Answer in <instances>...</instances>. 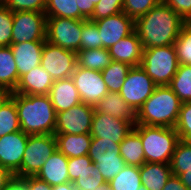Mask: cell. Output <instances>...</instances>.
I'll return each mask as SVG.
<instances>
[{
	"mask_svg": "<svg viewBox=\"0 0 191 190\" xmlns=\"http://www.w3.org/2000/svg\"><path fill=\"white\" fill-rule=\"evenodd\" d=\"M106 182H109L126 166L122 157H107L92 160Z\"/></svg>",
	"mask_w": 191,
	"mask_h": 190,
	"instance_id": "35",
	"label": "cell"
},
{
	"mask_svg": "<svg viewBox=\"0 0 191 190\" xmlns=\"http://www.w3.org/2000/svg\"><path fill=\"white\" fill-rule=\"evenodd\" d=\"M47 0H2V4L13 12L36 11L45 13Z\"/></svg>",
	"mask_w": 191,
	"mask_h": 190,
	"instance_id": "41",
	"label": "cell"
},
{
	"mask_svg": "<svg viewBox=\"0 0 191 190\" xmlns=\"http://www.w3.org/2000/svg\"><path fill=\"white\" fill-rule=\"evenodd\" d=\"M8 95L15 101L20 129L25 134H55L56 112L48 95Z\"/></svg>",
	"mask_w": 191,
	"mask_h": 190,
	"instance_id": "2",
	"label": "cell"
},
{
	"mask_svg": "<svg viewBox=\"0 0 191 190\" xmlns=\"http://www.w3.org/2000/svg\"><path fill=\"white\" fill-rule=\"evenodd\" d=\"M108 183L111 190H138L142 186L140 167L126 165Z\"/></svg>",
	"mask_w": 191,
	"mask_h": 190,
	"instance_id": "29",
	"label": "cell"
},
{
	"mask_svg": "<svg viewBox=\"0 0 191 190\" xmlns=\"http://www.w3.org/2000/svg\"><path fill=\"white\" fill-rule=\"evenodd\" d=\"M98 27L102 48L110 49L135 31V20L124 12L94 21Z\"/></svg>",
	"mask_w": 191,
	"mask_h": 190,
	"instance_id": "13",
	"label": "cell"
},
{
	"mask_svg": "<svg viewBox=\"0 0 191 190\" xmlns=\"http://www.w3.org/2000/svg\"><path fill=\"white\" fill-rule=\"evenodd\" d=\"M19 83V74L11 47H0V89L8 94Z\"/></svg>",
	"mask_w": 191,
	"mask_h": 190,
	"instance_id": "24",
	"label": "cell"
},
{
	"mask_svg": "<svg viewBox=\"0 0 191 190\" xmlns=\"http://www.w3.org/2000/svg\"><path fill=\"white\" fill-rule=\"evenodd\" d=\"M142 51L143 47L136 31L121 39L109 49L112 61L124 62L131 67L141 64Z\"/></svg>",
	"mask_w": 191,
	"mask_h": 190,
	"instance_id": "18",
	"label": "cell"
},
{
	"mask_svg": "<svg viewBox=\"0 0 191 190\" xmlns=\"http://www.w3.org/2000/svg\"><path fill=\"white\" fill-rule=\"evenodd\" d=\"M162 190H189V189L185 185H183L179 176L172 174L168 178V180Z\"/></svg>",
	"mask_w": 191,
	"mask_h": 190,
	"instance_id": "48",
	"label": "cell"
},
{
	"mask_svg": "<svg viewBox=\"0 0 191 190\" xmlns=\"http://www.w3.org/2000/svg\"><path fill=\"white\" fill-rule=\"evenodd\" d=\"M131 66L124 62L111 61L109 66L101 71L103 81L109 92H119L125 82Z\"/></svg>",
	"mask_w": 191,
	"mask_h": 190,
	"instance_id": "28",
	"label": "cell"
},
{
	"mask_svg": "<svg viewBox=\"0 0 191 190\" xmlns=\"http://www.w3.org/2000/svg\"><path fill=\"white\" fill-rule=\"evenodd\" d=\"M92 163V160L88 155L68 158V175L69 181L74 182L80 174L89 167V164Z\"/></svg>",
	"mask_w": 191,
	"mask_h": 190,
	"instance_id": "43",
	"label": "cell"
},
{
	"mask_svg": "<svg viewBox=\"0 0 191 190\" xmlns=\"http://www.w3.org/2000/svg\"><path fill=\"white\" fill-rule=\"evenodd\" d=\"M53 83L54 79L39 65L20 77L19 83L13 93L48 95Z\"/></svg>",
	"mask_w": 191,
	"mask_h": 190,
	"instance_id": "17",
	"label": "cell"
},
{
	"mask_svg": "<svg viewBox=\"0 0 191 190\" xmlns=\"http://www.w3.org/2000/svg\"><path fill=\"white\" fill-rule=\"evenodd\" d=\"M19 130L21 129L15 101L7 95L0 102V137Z\"/></svg>",
	"mask_w": 191,
	"mask_h": 190,
	"instance_id": "27",
	"label": "cell"
},
{
	"mask_svg": "<svg viewBox=\"0 0 191 190\" xmlns=\"http://www.w3.org/2000/svg\"><path fill=\"white\" fill-rule=\"evenodd\" d=\"M133 127L134 126L129 121L95 111L90 135L92 138H102V140L120 144L133 130Z\"/></svg>",
	"mask_w": 191,
	"mask_h": 190,
	"instance_id": "14",
	"label": "cell"
},
{
	"mask_svg": "<svg viewBox=\"0 0 191 190\" xmlns=\"http://www.w3.org/2000/svg\"><path fill=\"white\" fill-rule=\"evenodd\" d=\"M138 190H148V189L142 185Z\"/></svg>",
	"mask_w": 191,
	"mask_h": 190,
	"instance_id": "54",
	"label": "cell"
},
{
	"mask_svg": "<svg viewBox=\"0 0 191 190\" xmlns=\"http://www.w3.org/2000/svg\"><path fill=\"white\" fill-rule=\"evenodd\" d=\"M71 78L78 90L81 103L95 106L109 92L100 71L77 65Z\"/></svg>",
	"mask_w": 191,
	"mask_h": 190,
	"instance_id": "12",
	"label": "cell"
},
{
	"mask_svg": "<svg viewBox=\"0 0 191 190\" xmlns=\"http://www.w3.org/2000/svg\"><path fill=\"white\" fill-rule=\"evenodd\" d=\"M102 48L98 27L90 19L82 20L81 50Z\"/></svg>",
	"mask_w": 191,
	"mask_h": 190,
	"instance_id": "36",
	"label": "cell"
},
{
	"mask_svg": "<svg viewBox=\"0 0 191 190\" xmlns=\"http://www.w3.org/2000/svg\"><path fill=\"white\" fill-rule=\"evenodd\" d=\"M181 105L169 86H157L136 112V124L175 128Z\"/></svg>",
	"mask_w": 191,
	"mask_h": 190,
	"instance_id": "3",
	"label": "cell"
},
{
	"mask_svg": "<svg viewBox=\"0 0 191 190\" xmlns=\"http://www.w3.org/2000/svg\"><path fill=\"white\" fill-rule=\"evenodd\" d=\"M94 106L80 103L56 114L55 134H90Z\"/></svg>",
	"mask_w": 191,
	"mask_h": 190,
	"instance_id": "11",
	"label": "cell"
},
{
	"mask_svg": "<svg viewBox=\"0 0 191 190\" xmlns=\"http://www.w3.org/2000/svg\"><path fill=\"white\" fill-rule=\"evenodd\" d=\"M179 65L173 44L142 51L140 66L157 86H169Z\"/></svg>",
	"mask_w": 191,
	"mask_h": 190,
	"instance_id": "5",
	"label": "cell"
},
{
	"mask_svg": "<svg viewBox=\"0 0 191 190\" xmlns=\"http://www.w3.org/2000/svg\"><path fill=\"white\" fill-rule=\"evenodd\" d=\"M173 175L179 176L183 185L191 190V166L189 167H171Z\"/></svg>",
	"mask_w": 191,
	"mask_h": 190,
	"instance_id": "46",
	"label": "cell"
},
{
	"mask_svg": "<svg viewBox=\"0 0 191 190\" xmlns=\"http://www.w3.org/2000/svg\"><path fill=\"white\" fill-rule=\"evenodd\" d=\"M180 65H191V23L186 22L173 43Z\"/></svg>",
	"mask_w": 191,
	"mask_h": 190,
	"instance_id": "32",
	"label": "cell"
},
{
	"mask_svg": "<svg viewBox=\"0 0 191 190\" xmlns=\"http://www.w3.org/2000/svg\"><path fill=\"white\" fill-rule=\"evenodd\" d=\"M162 0H123V12L136 20L147 14L154 6Z\"/></svg>",
	"mask_w": 191,
	"mask_h": 190,
	"instance_id": "38",
	"label": "cell"
},
{
	"mask_svg": "<svg viewBox=\"0 0 191 190\" xmlns=\"http://www.w3.org/2000/svg\"><path fill=\"white\" fill-rule=\"evenodd\" d=\"M21 179L27 184L28 190H52V186L36 176H26Z\"/></svg>",
	"mask_w": 191,
	"mask_h": 190,
	"instance_id": "45",
	"label": "cell"
},
{
	"mask_svg": "<svg viewBox=\"0 0 191 190\" xmlns=\"http://www.w3.org/2000/svg\"><path fill=\"white\" fill-rule=\"evenodd\" d=\"M100 0H77L79 12L86 18L89 19L94 12L95 5Z\"/></svg>",
	"mask_w": 191,
	"mask_h": 190,
	"instance_id": "47",
	"label": "cell"
},
{
	"mask_svg": "<svg viewBox=\"0 0 191 190\" xmlns=\"http://www.w3.org/2000/svg\"><path fill=\"white\" fill-rule=\"evenodd\" d=\"M44 43L45 41H31L10 45L18 69L19 79L22 75L40 65Z\"/></svg>",
	"mask_w": 191,
	"mask_h": 190,
	"instance_id": "16",
	"label": "cell"
},
{
	"mask_svg": "<svg viewBox=\"0 0 191 190\" xmlns=\"http://www.w3.org/2000/svg\"><path fill=\"white\" fill-rule=\"evenodd\" d=\"M175 130L181 140L191 141V102L182 103Z\"/></svg>",
	"mask_w": 191,
	"mask_h": 190,
	"instance_id": "39",
	"label": "cell"
},
{
	"mask_svg": "<svg viewBox=\"0 0 191 190\" xmlns=\"http://www.w3.org/2000/svg\"><path fill=\"white\" fill-rule=\"evenodd\" d=\"M95 190H111L110 185L108 182L102 184L101 186L97 187Z\"/></svg>",
	"mask_w": 191,
	"mask_h": 190,
	"instance_id": "52",
	"label": "cell"
},
{
	"mask_svg": "<svg viewBox=\"0 0 191 190\" xmlns=\"http://www.w3.org/2000/svg\"><path fill=\"white\" fill-rule=\"evenodd\" d=\"M3 190H28V188L21 178L14 177Z\"/></svg>",
	"mask_w": 191,
	"mask_h": 190,
	"instance_id": "49",
	"label": "cell"
},
{
	"mask_svg": "<svg viewBox=\"0 0 191 190\" xmlns=\"http://www.w3.org/2000/svg\"><path fill=\"white\" fill-rule=\"evenodd\" d=\"M119 154L126 165L140 167L145 163L142 141L140 135L134 129L120 143Z\"/></svg>",
	"mask_w": 191,
	"mask_h": 190,
	"instance_id": "25",
	"label": "cell"
},
{
	"mask_svg": "<svg viewBox=\"0 0 191 190\" xmlns=\"http://www.w3.org/2000/svg\"><path fill=\"white\" fill-rule=\"evenodd\" d=\"M50 186L64 184L69 181L68 158L58 149L46 160L43 167L35 175Z\"/></svg>",
	"mask_w": 191,
	"mask_h": 190,
	"instance_id": "20",
	"label": "cell"
},
{
	"mask_svg": "<svg viewBox=\"0 0 191 190\" xmlns=\"http://www.w3.org/2000/svg\"><path fill=\"white\" fill-rule=\"evenodd\" d=\"M94 110L129 121L133 126L136 125V112L122 99L119 92H108L95 104Z\"/></svg>",
	"mask_w": 191,
	"mask_h": 190,
	"instance_id": "21",
	"label": "cell"
},
{
	"mask_svg": "<svg viewBox=\"0 0 191 190\" xmlns=\"http://www.w3.org/2000/svg\"><path fill=\"white\" fill-rule=\"evenodd\" d=\"M45 15L46 17L86 20V18L79 12L77 0H47Z\"/></svg>",
	"mask_w": 191,
	"mask_h": 190,
	"instance_id": "30",
	"label": "cell"
},
{
	"mask_svg": "<svg viewBox=\"0 0 191 190\" xmlns=\"http://www.w3.org/2000/svg\"><path fill=\"white\" fill-rule=\"evenodd\" d=\"M56 114L81 103L72 78L54 80L48 94Z\"/></svg>",
	"mask_w": 191,
	"mask_h": 190,
	"instance_id": "19",
	"label": "cell"
},
{
	"mask_svg": "<svg viewBox=\"0 0 191 190\" xmlns=\"http://www.w3.org/2000/svg\"><path fill=\"white\" fill-rule=\"evenodd\" d=\"M40 66L45 69L54 80L71 78L77 66L76 52L45 41Z\"/></svg>",
	"mask_w": 191,
	"mask_h": 190,
	"instance_id": "9",
	"label": "cell"
},
{
	"mask_svg": "<svg viewBox=\"0 0 191 190\" xmlns=\"http://www.w3.org/2000/svg\"><path fill=\"white\" fill-rule=\"evenodd\" d=\"M191 166V141L179 140L172 154L170 167Z\"/></svg>",
	"mask_w": 191,
	"mask_h": 190,
	"instance_id": "42",
	"label": "cell"
},
{
	"mask_svg": "<svg viewBox=\"0 0 191 190\" xmlns=\"http://www.w3.org/2000/svg\"><path fill=\"white\" fill-rule=\"evenodd\" d=\"M45 13L36 11L13 12L12 44L46 41Z\"/></svg>",
	"mask_w": 191,
	"mask_h": 190,
	"instance_id": "10",
	"label": "cell"
},
{
	"mask_svg": "<svg viewBox=\"0 0 191 190\" xmlns=\"http://www.w3.org/2000/svg\"><path fill=\"white\" fill-rule=\"evenodd\" d=\"M171 175L170 163L145 162L140 166L142 185L148 190H162Z\"/></svg>",
	"mask_w": 191,
	"mask_h": 190,
	"instance_id": "22",
	"label": "cell"
},
{
	"mask_svg": "<svg viewBox=\"0 0 191 190\" xmlns=\"http://www.w3.org/2000/svg\"><path fill=\"white\" fill-rule=\"evenodd\" d=\"M133 129L140 135L145 162L170 163L180 140L175 128L136 124Z\"/></svg>",
	"mask_w": 191,
	"mask_h": 190,
	"instance_id": "4",
	"label": "cell"
},
{
	"mask_svg": "<svg viewBox=\"0 0 191 190\" xmlns=\"http://www.w3.org/2000/svg\"><path fill=\"white\" fill-rule=\"evenodd\" d=\"M82 20L47 17L46 41L67 50H81Z\"/></svg>",
	"mask_w": 191,
	"mask_h": 190,
	"instance_id": "7",
	"label": "cell"
},
{
	"mask_svg": "<svg viewBox=\"0 0 191 190\" xmlns=\"http://www.w3.org/2000/svg\"><path fill=\"white\" fill-rule=\"evenodd\" d=\"M8 95L7 92L0 89V102Z\"/></svg>",
	"mask_w": 191,
	"mask_h": 190,
	"instance_id": "53",
	"label": "cell"
},
{
	"mask_svg": "<svg viewBox=\"0 0 191 190\" xmlns=\"http://www.w3.org/2000/svg\"><path fill=\"white\" fill-rule=\"evenodd\" d=\"M57 149L67 158L88 155L92 136L90 134H54Z\"/></svg>",
	"mask_w": 191,
	"mask_h": 190,
	"instance_id": "23",
	"label": "cell"
},
{
	"mask_svg": "<svg viewBox=\"0 0 191 190\" xmlns=\"http://www.w3.org/2000/svg\"><path fill=\"white\" fill-rule=\"evenodd\" d=\"M57 150L55 135H29L20 169L14 177L35 176L46 160Z\"/></svg>",
	"mask_w": 191,
	"mask_h": 190,
	"instance_id": "6",
	"label": "cell"
},
{
	"mask_svg": "<svg viewBox=\"0 0 191 190\" xmlns=\"http://www.w3.org/2000/svg\"><path fill=\"white\" fill-rule=\"evenodd\" d=\"M13 11L0 5V47H9L12 44Z\"/></svg>",
	"mask_w": 191,
	"mask_h": 190,
	"instance_id": "37",
	"label": "cell"
},
{
	"mask_svg": "<svg viewBox=\"0 0 191 190\" xmlns=\"http://www.w3.org/2000/svg\"><path fill=\"white\" fill-rule=\"evenodd\" d=\"M169 87L182 103L191 102V65H179Z\"/></svg>",
	"mask_w": 191,
	"mask_h": 190,
	"instance_id": "31",
	"label": "cell"
},
{
	"mask_svg": "<svg viewBox=\"0 0 191 190\" xmlns=\"http://www.w3.org/2000/svg\"><path fill=\"white\" fill-rule=\"evenodd\" d=\"M52 190H76L73 182L52 186Z\"/></svg>",
	"mask_w": 191,
	"mask_h": 190,
	"instance_id": "51",
	"label": "cell"
},
{
	"mask_svg": "<svg viewBox=\"0 0 191 190\" xmlns=\"http://www.w3.org/2000/svg\"><path fill=\"white\" fill-rule=\"evenodd\" d=\"M186 22L191 19V0H162Z\"/></svg>",
	"mask_w": 191,
	"mask_h": 190,
	"instance_id": "44",
	"label": "cell"
},
{
	"mask_svg": "<svg viewBox=\"0 0 191 190\" xmlns=\"http://www.w3.org/2000/svg\"><path fill=\"white\" fill-rule=\"evenodd\" d=\"M156 87L155 82L140 65L133 66L128 71L119 94L137 112L142 104L152 95Z\"/></svg>",
	"mask_w": 191,
	"mask_h": 190,
	"instance_id": "8",
	"label": "cell"
},
{
	"mask_svg": "<svg viewBox=\"0 0 191 190\" xmlns=\"http://www.w3.org/2000/svg\"><path fill=\"white\" fill-rule=\"evenodd\" d=\"M76 55L78 66L100 72L107 68L112 61L109 49L105 48L80 50Z\"/></svg>",
	"mask_w": 191,
	"mask_h": 190,
	"instance_id": "26",
	"label": "cell"
},
{
	"mask_svg": "<svg viewBox=\"0 0 191 190\" xmlns=\"http://www.w3.org/2000/svg\"><path fill=\"white\" fill-rule=\"evenodd\" d=\"M186 21L163 1L135 20L143 49L172 45Z\"/></svg>",
	"mask_w": 191,
	"mask_h": 190,
	"instance_id": "1",
	"label": "cell"
},
{
	"mask_svg": "<svg viewBox=\"0 0 191 190\" xmlns=\"http://www.w3.org/2000/svg\"><path fill=\"white\" fill-rule=\"evenodd\" d=\"M104 183L106 181L94 162L90 163L89 167L73 182L76 190H95Z\"/></svg>",
	"mask_w": 191,
	"mask_h": 190,
	"instance_id": "33",
	"label": "cell"
},
{
	"mask_svg": "<svg viewBox=\"0 0 191 190\" xmlns=\"http://www.w3.org/2000/svg\"><path fill=\"white\" fill-rule=\"evenodd\" d=\"M120 12H123V0H100L89 19L96 21Z\"/></svg>",
	"mask_w": 191,
	"mask_h": 190,
	"instance_id": "40",
	"label": "cell"
},
{
	"mask_svg": "<svg viewBox=\"0 0 191 190\" xmlns=\"http://www.w3.org/2000/svg\"><path fill=\"white\" fill-rule=\"evenodd\" d=\"M13 178L14 175L0 165V190H3Z\"/></svg>",
	"mask_w": 191,
	"mask_h": 190,
	"instance_id": "50",
	"label": "cell"
},
{
	"mask_svg": "<svg viewBox=\"0 0 191 190\" xmlns=\"http://www.w3.org/2000/svg\"><path fill=\"white\" fill-rule=\"evenodd\" d=\"M28 136L19 130L0 137V165L13 175L21 167Z\"/></svg>",
	"mask_w": 191,
	"mask_h": 190,
	"instance_id": "15",
	"label": "cell"
},
{
	"mask_svg": "<svg viewBox=\"0 0 191 190\" xmlns=\"http://www.w3.org/2000/svg\"><path fill=\"white\" fill-rule=\"evenodd\" d=\"M119 143L102 140V138H92L88 156L91 160L107 157H121L119 154Z\"/></svg>",
	"mask_w": 191,
	"mask_h": 190,
	"instance_id": "34",
	"label": "cell"
}]
</instances>
